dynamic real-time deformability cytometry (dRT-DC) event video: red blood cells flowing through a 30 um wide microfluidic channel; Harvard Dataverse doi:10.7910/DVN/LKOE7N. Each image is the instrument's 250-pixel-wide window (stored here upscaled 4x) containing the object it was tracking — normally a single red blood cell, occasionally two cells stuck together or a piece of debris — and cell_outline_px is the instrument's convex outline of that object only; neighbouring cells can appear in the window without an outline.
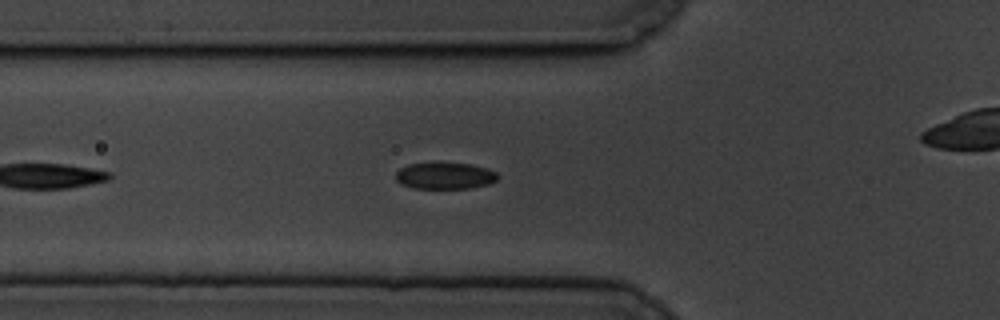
{"species": "common noctule bat (a hibernating species)", "species_latin": "Nyctalus noctula", "temperature_condition": "cold", "stored_images_in_passage": 15, "camera_frame_rate_fps": 3000, "um_per_image_px": 0.085, "animal": {"sex": "male", "body_mass_g": 19.5, "forearm_length_mm": 54.6}, "frame": {"image": 1, "passage_image": 7, "time_ms": 2.0, "image_size_px": [1000, 320], "cell_outline_px": [[500, 176], [496, 180], [488, 184], [472, 188], [412, 188], [400, 184], [396, 180], [396, 172], [400, 168], [408, 164], [472, 164], [488, 168], [496, 172]], "centroid_in_image_um": [37.83, 14.96], "position_along_channel_um": 88.0, "area_um2": 15.66}}
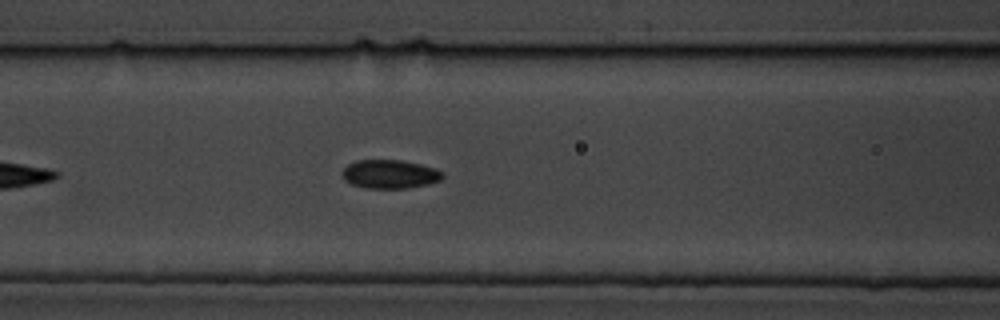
{"frame": {"image": 2, "passage_image": 11, "time_ms": 3.333, "image_size_px": [1000, 320], "cell_outline_px": [[444, 176], [440, 180], [428, 184], [408, 188], [364, 188], [352, 184], [344, 180], [340, 176], [340, 172], [348, 164], [356, 160], [404, 160], [436, 168], [444, 172]], "centroid_in_image_um": [33.12, 14.8], "position_along_channel_um": 133.5, "area_um2": 17.05}}